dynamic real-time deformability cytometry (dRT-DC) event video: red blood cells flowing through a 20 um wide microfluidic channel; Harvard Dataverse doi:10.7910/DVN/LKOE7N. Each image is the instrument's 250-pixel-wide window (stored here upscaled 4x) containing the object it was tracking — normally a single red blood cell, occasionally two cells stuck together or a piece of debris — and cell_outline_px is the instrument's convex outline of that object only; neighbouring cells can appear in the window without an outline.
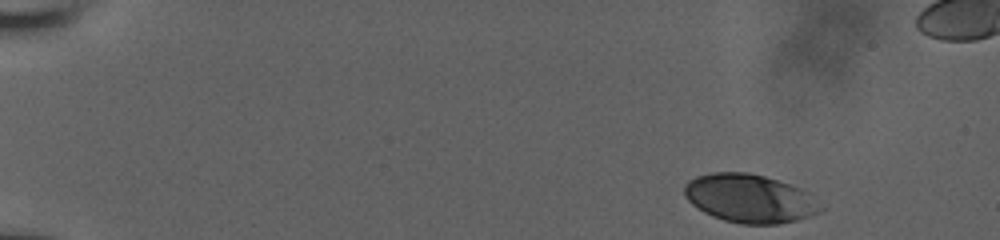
{"species": "human", "species_latin": "Homo sapiens", "temperature_condition": "room temperature", "stored_images_in_passage": 6, "camera_frame_rate_fps": 3000, "um_per_image_px": 0.085, "donor": {"sex": "male"}, "frame": {"image": 1, "passage_image": 1, "time_ms": 0.0, "image_size_px": [1000, 240], "cell_outline_px": [[824, 208], [820, 212], [796, 220], [780, 224], [740, 224], [724, 220], [712, 216], [704, 212], [692, 204], [684, 196], [684, 188], [688, 180], [696, 176], [712, 172], [748, 172], [764, 176], [812, 192]], "centroid_in_image_um": [63.75, 16.87], "position_along_channel_um": 21.3, "area_um2": 38.73}}
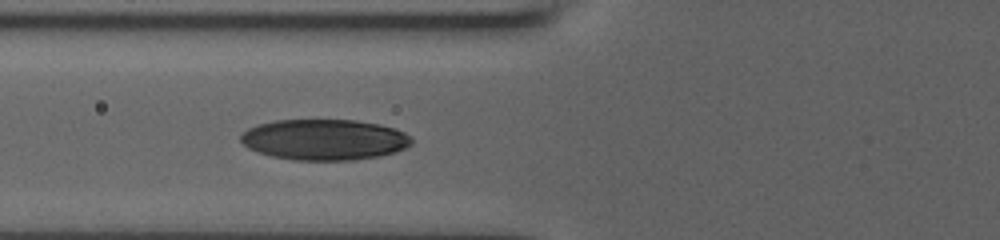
{"frame": {"image": 2, "passage_image": 6, "time_ms": 5.667, "image_size_px": [1000, 240], "cell_outline_px": [[412, 144], [396, 152], [380, 156], [352, 160], [296, 160], [272, 156], [248, 148], [240, 140], [240, 136], [248, 128], [260, 124], [276, 120], [356, 120], [380, 124], [404, 132], [412, 136]], "centroid_in_image_um": [27.6, 11.87], "position_along_channel_um": 98.2, "area_um2": 40.58}}